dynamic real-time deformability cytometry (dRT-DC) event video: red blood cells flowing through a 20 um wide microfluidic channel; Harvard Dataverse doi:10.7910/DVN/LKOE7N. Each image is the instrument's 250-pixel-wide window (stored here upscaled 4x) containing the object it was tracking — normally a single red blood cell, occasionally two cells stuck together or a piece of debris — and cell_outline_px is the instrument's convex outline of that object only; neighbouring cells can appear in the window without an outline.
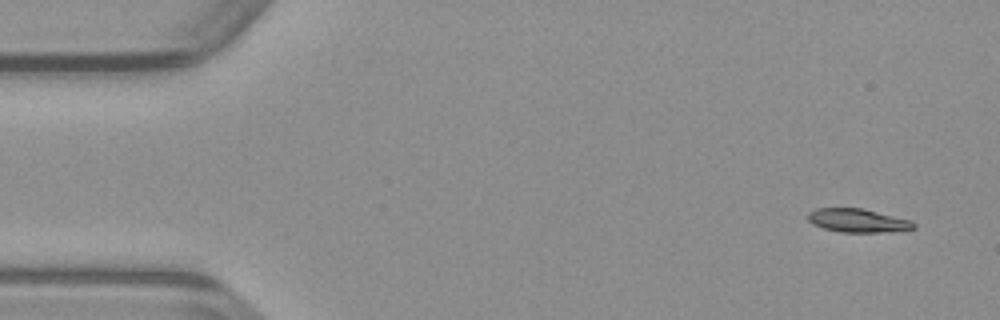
{"species": "common noctule bat (a hibernating species)", "species_latin": "Nyctalus noctula", "temperature_condition": "warm", "stored_images_in_passage": 47, "camera_frame_rate_fps": 3000, "um_per_image_px": 0.085, "animal": {"sex": "male", "body_mass_g": 23.1, "forearm_length_mm": 52.7}, "frame": {"image": 1, "passage_image": 1, "time_ms": 0.0, "image_size_px": [1000, 320], "cell_outline_px": [[916, 228], [880, 232], [840, 232], [824, 228], [812, 224], [808, 220], [808, 212], [816, 208], [860, 208], [912, 220], [916, 224]], "centroid_in_image_um": [72.89, 18.74], "position_along_channel_um": 12.1, "area_um2": 14.39}}
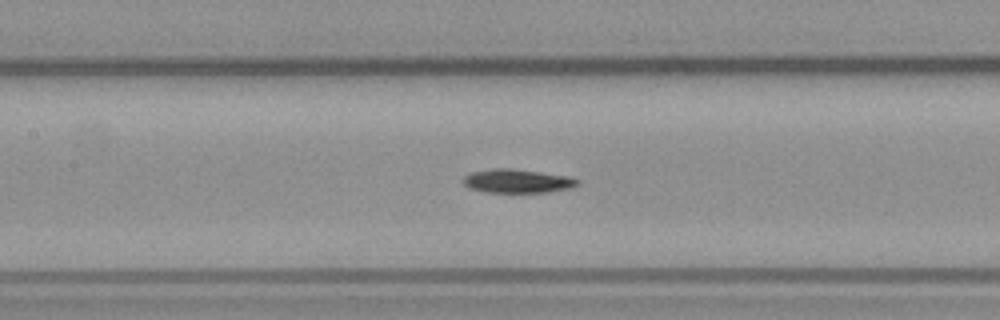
{"frame": {"image": 2, "passage_image": 20, "time_ms": 6.333, "image_size_px": [1000, 320], "cell_outline_px": [[580, 184], [572, 188], [548, 192], [484, 192], [468, 188], [464, 184], [464, 176], [472, 172], [496, 168], [508, 168], [568, 176], [580, 180]], "centroid_in_image_um": [43.99, 15.4], "position_along_channel_um": 163.4, "area_um2": 15.72}}
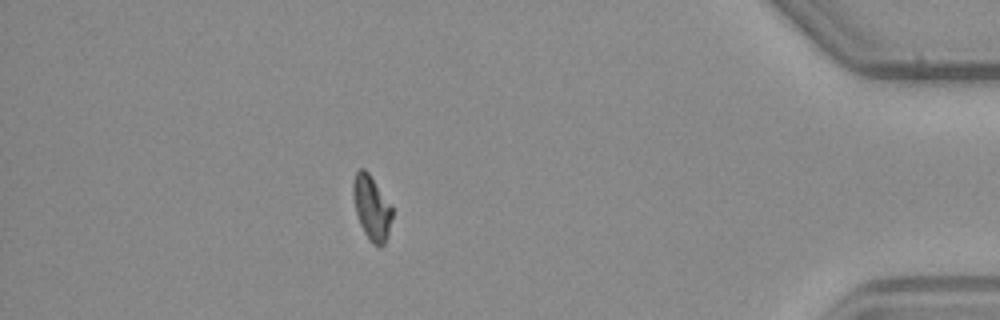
{"frame": {"image": 3, "passage_image": 41, "time_ms": 13.333, "image_size_px": [1000, 320], "cell_outline_px": [[392, 216], [388, 232], [384, 244], [380, 248], [372, 244], [368, 240], [360, 224], [356, 212], [352, 192], [352, 184], [356, 172], [360, 168], [364, 168], [368, 172], [392, 204]], "centroid_in_image_um": [31.59, 17.66], "position_along_channel_um": 403.6, "area_um2": 14.8}}